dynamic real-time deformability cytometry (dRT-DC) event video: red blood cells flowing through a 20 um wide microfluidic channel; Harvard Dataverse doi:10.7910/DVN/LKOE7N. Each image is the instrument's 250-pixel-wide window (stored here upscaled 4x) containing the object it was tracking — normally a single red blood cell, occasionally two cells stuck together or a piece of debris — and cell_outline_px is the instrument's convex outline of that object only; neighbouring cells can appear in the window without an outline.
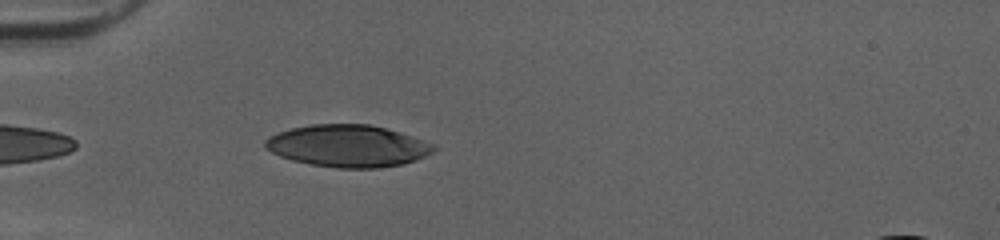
{"species": "human", "species_latin": "Homo sapiens", "temperature_condition": "cold", "stored_images_in_passage": 34, "camera_frame_rate_fps": 3000, "um_per_image_px": 0.085, "donor": {"sex": "female"}, "frame": {"image": 1, "passage_image": 2, "time_ms": 0.333, "image_size_px": [1000, 240], "cell_outline_px": [[436, 148], [432, 152], [416, 160], [404, 164], [376, 168], [336, 168], [312, 164], [292, 160], [280, 156], [264, 148], [264, 140], [268, 136], [292, 128], [312, 124], [368, 124], [384, 128], [436, 144]], "centroid_in_image_um": [29.55, 12.41], "position_along_channel_um": 55.5, "area_um2": 41.1}}
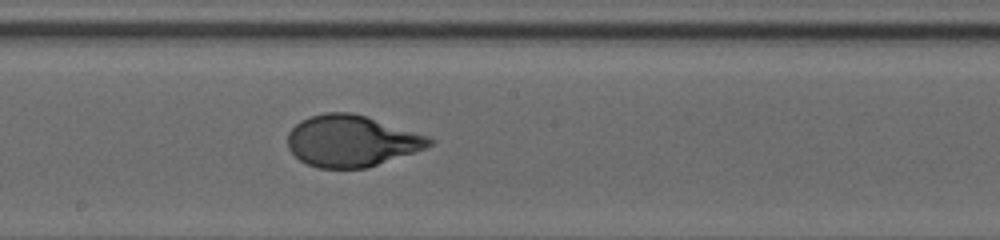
{"frame": {"image": 2, "passage_image": 15, "time_ms": 4.667, "image_size_px": [1000, 240], "cell_outline_px": [[436, 140], [432, 144], [416, 152], [368, 168], [320, 168], [308, 164], [300, 160], [288, 148], [288, 132], [300, 120], [308, 116], [324, 112], [352, 112], [428, 136]], "centroid_in_image_um": [29.87, 11.98], "position_along_channel_um": 218.3, "area_um2": 42.43}}
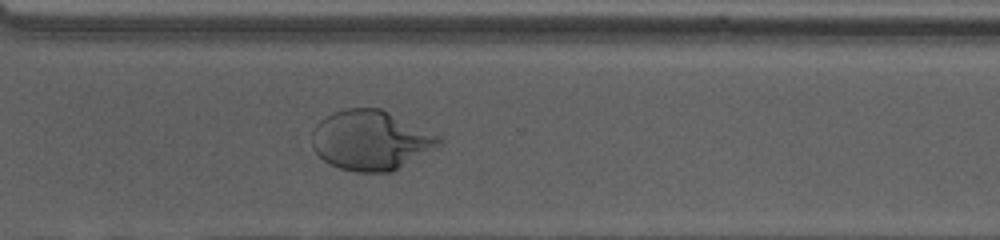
{"frame": {"image": 3, "passage_image": 24, "time_ms": 7.667, "image_size_px": [1000, 240], "cell_outline_px": [[444, 144], [392, 172], [356, 172], [340, 168], [328, 164], [312, 148], [312, 128], [320, 120], [332, 112], [348, 108], [380, 108], [440, 136], [444, 140]], "centroid_in_image_um": [31.51, 11.93], "position_along_channel_um": 339.1, "area_um2": 44.39}, "authors_computed_cell_mechanics": {"area_um2": 42.5408, "velocity_mm_per_s": 4.0381, "shape_relaxation_time_tau1_ms": 4.2088, "shape_relaxation_time_tau2_ms": null, "deformation_change_tau1": 0.2362, "deformation_change_tau2": null}}